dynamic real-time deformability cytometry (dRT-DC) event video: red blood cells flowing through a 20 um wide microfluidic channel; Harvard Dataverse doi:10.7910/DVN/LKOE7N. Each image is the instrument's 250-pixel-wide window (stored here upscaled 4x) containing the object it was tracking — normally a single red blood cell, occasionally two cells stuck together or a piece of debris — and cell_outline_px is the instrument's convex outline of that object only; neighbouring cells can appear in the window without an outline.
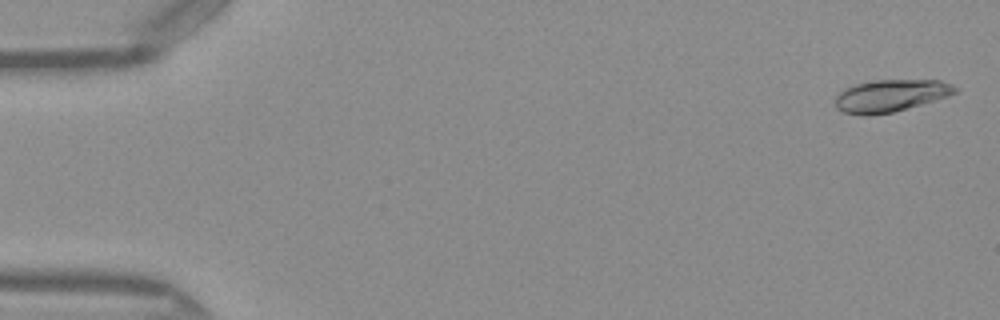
{"species": "Egyptian fruit bat (a non-hibernating species)", "species_latin": "Rousettus aegyptiacus", "temperature_condition": "warm", "stored_images_in_passage": 50, "camera_frame_rate_fps": 3000, "um_per_image_px": 0.085, "frame": {"image": 1, "passage_image": 2, "time_ms": 0.333, "image_size_px": [1000, 320], "cell_outline_px": [[956, 92], [948, 96], [892, 112], [868, 116], [864, 116], [844, 112], [836, 108], [836, 96], [844, 88], [856, 84], [876, 80], [940, 80], [952, 84], [956, 88]], "centroid_in_image_um": [75.67, 8.13], "position_along_channel_um": 9.3, "area_um2": 22.25}}
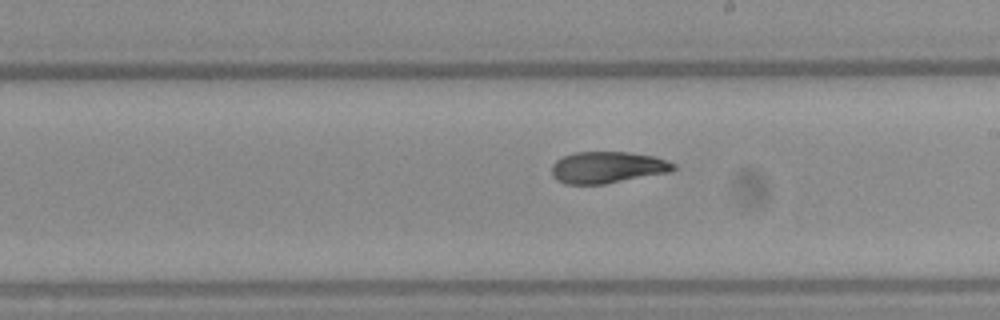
{"frame": {"image": 2, "passage_image": 29, "time_ms": 9.333, "image_size_px": [1000, 320], "cell_outline_px": [[676, 168], [668, 172], [604, 184], [564, 184], [556, 180], [552, 176], [552, 164], [556, 160], [564, 156], [576, 152], [628, 152], [652, 156], [668, 160], [676, 164]], "centroid_in_image_um": [51.61, 14.23], "position_along_channel_um": 237.4, "area_um2": 22.37}}
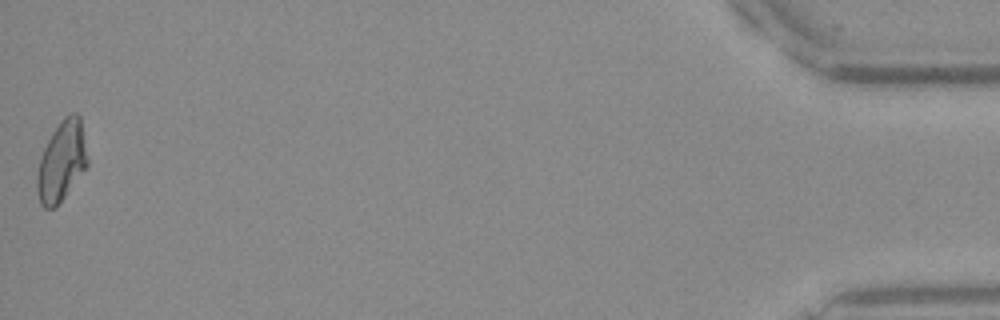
{"frame": {"image": 3, "passage_image": 50, "time_ms": 16.333, "image_size_px": [1000, 320], "cell_outline_px": [[88, 164], [56, 208], [44, 208], [40, 204], [36, 192], [36, 176], [40, 160], [44, 148], [52, 132], [60, 120], [64, 116], [72, 112], [76, 112], [80, 116], [88, 160]], "centroid_in_image_um": [5.22, 13.71], "position_along_channel_um": 430.0, "area_um2": 23.52}, "authors_computed_cell_mechanics": {"area_um2": 22.7732, "velocity_mm_per_s": 4.0999, "shape_relaxation_time_tau1_ms": 8.9073, "shape_relaxation_time_tau2_ms": 2.4958, "deformation_change_tau1": 0.2465, "deformation_change_tau2": 0.0628}}